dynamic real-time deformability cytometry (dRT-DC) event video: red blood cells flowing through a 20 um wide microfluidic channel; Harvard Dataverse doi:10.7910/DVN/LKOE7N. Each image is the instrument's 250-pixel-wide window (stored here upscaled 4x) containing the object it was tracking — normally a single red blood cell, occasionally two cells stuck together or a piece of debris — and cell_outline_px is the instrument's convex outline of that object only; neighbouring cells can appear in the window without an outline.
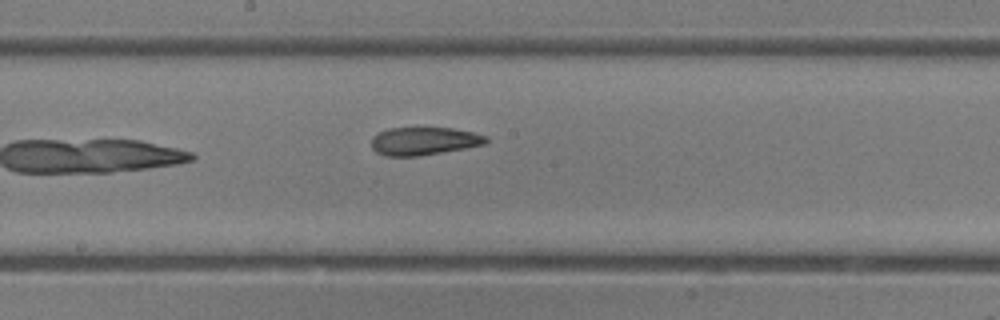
{"species": "common noctule bat (a hibernating species)", "species_latin": "Nyctalus noctula", "temperature_condition": "room temperature", "stored_images_in_passage": 20, "camera_frame_rate_fps": 3000, "um_per_image_px": 0.085, "animal": {"sex": "female"}, "frame": {"image": 1, "passage_image": 20, "time_ms": 6.333, "image_size_px": [1000, 320], "cell_outline_px": [[488, 140], [484, 144], [464, 148], [420, 156], [384, 156], [376, 152], [372, 148], [372, 136], [376, 132], [388, 128], [452, 128], [472, 132], [488, 136]], "centroid_in_image_um": [35.99, 11.99], "position_along_channel_um": 212.2, "area_um2": 18.73}}